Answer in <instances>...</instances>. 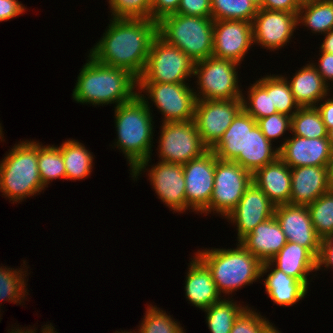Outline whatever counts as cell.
<instances>
[{
	"label": "cell",
	"mask_w": 333,
	"mask_h": 333,
	"mask_svg": "<svg viewBox=\"0 0 333 333\" xmlns=\"http://www.w3.org/2000/svg\"><path fill=\"white\" fill-rule=\"evenodd\" d=\"M109 23L88 54L101 64L126 69L139 78L158 35V23L132 18H110Z\"/></svg>",
	"instance_id": "obj_1"
},
{
	"label": "cell",
	"mask_w": 333,
	"mask_h": 333,
	"mask_svg": "<svg viewBox=\"0 0 333 333\" xmlns=\"http://www.w3.org/2000/svg\"><path fill=\"white\" fill-rule=\"evenodd\" d=\"M86 58L71 95L76 103L117 107L138 96V77L132 72L101 64L89 54Z\"/></svg>",
	"instance_id": "obj_2"
},
{
	"label": "cell",
	"mask_w": 333,
	"mask_h": 333,
	"mask_svg": "<svg viewBox=\"0 0 333 333\" xmlns=\"http://www.w3.org/2000/svg\"><path fill=\"white\" fill-rule=\"evenodd\" d=\"M153 110L137 96L134 100L114 107L117 148L127 160L130 173L144 160L152 157L154 136Z\"/></svg>",
	"instance_id": "obj_3"
},
{
	"label": "cell",
	"mask_w": 333,
	"mask_h": 333,
	"mask_svg": "<svg viewBox=\"0 0 333 333\" xmlns=\"http://www.w3.org/2000/svg\"><path fill=\"white\" fill-rule=\"evenodd\" d=\"M236 243L235 248L212 247L194 253L210 270L218 292L225 298L261 278L263 263L240 242Z\"/></svg>",
	"instance_id": "obj_4"
},
{
	"label": "cell",
	"mask_w": 333,
	"mask_h": 333,
	"mask_svg": "<svg viewBox=\"0 0 333 333\" xmlns=\"http://www.w3.org/2000/svg\"><path fill=\"white\" fill-rule=\"evenodd\" d=\"M8 152L0 161L2 195L15 204L45 190L38 171V141H19Z\"/></svg>",
	"instance_id": "obj_5"
},
{
	"label": "cell",
	"mask_w": 333,
	"mask_h": 333,
	"mask_svg": "<svg viewBox=\"0 0 333 333\" xmlns=\"http://www.w3.org/2000/svg\"><path fill=\"white\" fill-rule=\"evenodd\" d=\"M158 23V35L170 45L176 46L194 62L212 56L213 27L212 17L172 14L163 17Z\"/></svg>",
	"instance_id": "obj_6"
},
{
	"label": "cell",
	"mask_w": 333,
	"mask_h": 333,
	"mask_svg": "<svg viewBox=\"0 0 333 333\" xmlns=\"http://www.w3.org/2000/svg\"><path fill=\"white\" fill-rule=\"evenodd\" d=\"M239 66L232 60L213 56L195 62L193 78H197V88L193 89L197 100L242 99L243 89L236 71Z\"/></svg>",
	"instance_id": "obj_7"
},
{
	"label": "cell",
	"mask_w": 333,
	"mask_h": 333,
	"mask_svg": "<svg viewBox=\"0 0 333 333\" xmlns=\"http://www.w3.org/2000/svg\"><path fill=\"white\" fill-rule=\"evenodd\" d=\"M138 96L150 110L153 104L157 107L158 112L163 115L161 122H186L194 119L197 98L189 82H138Z\"/></svg>",
	"instance_id": "obj_8"
},
{
	"label": "cell",
	"mask_w": 333,
	"mask_h": 333,
	"mask_svg": "<svg viewBox=\"0 0 333 333\" xmlns=\"http://www.w3.org/2000/svg\"><path fill=\"white\" fill-rule=\"evenodd\" d=\"M194 66V60L181 49L157 35L138 82L187 83L194 75Z\"/></svg>",
	"instance_id": "obj_9"
},
{
	"label": "cell",
	"mask_w": 333,
	"mask_h": 333,
	"mask_svg": "<svg viewBox=\"0 0 333 333\" xmlns=\"http://www.w3.org/2000/svg\"><path fill=\"white\" fill-rule=\"evenodd\" d=\"M152 158L142 161L130 174L135 182L147 171L148 180L157 198L173 213L186 212V192L183 164L158 161L150 165ZM151 166V167H150ZM151 168V169H150ZM143 172V173H142ZM138 178V179H137Z\"/></svg>",
	"instance_id": "obj_10"
},
{
	"label": "cell",
	"mask_w": 333,
	"mask_h": 333,
	"mask_svg": "<svg viewBox=\"0 0 333 333\" xmlns=\"http://www.w3.org/2000/svg\"><path fill=\"white\" fill-rule=\"evenodd\" d=\"M252 173L234 161L216 157L213 193L207 208L201 213L225 218L238 204L252 184Z\"/></svg>",
	"instance_id": "obj_11"
},
{
	"label": "cell",
	"mask_w": 333,
	"mask_h": 333,
	"mask_svg": "<svg viewBox=\"0 0 333 333\" xmlns=\"http://www.w3.org/2000/svg\"><path fill=\"white\" fill-rule=\"evenodd\" d=\"M160 128L156 148L159 161L185 164L209 150L201 140L194 120L162 122Z\"/></svg>",
	"instance_id": "obj_12"
},
{
	"label": "cell",
	"mask_w": 333,
	"mask_h": 333,
	"mask_svg": "<svg viewBox=\"0 0 333 333\" xmlns=\"http://www.w3.org/2000/svg\"><path fill=\"white\" fill-rule=\"evenodd\" d=\"M243 109L242 99L197 100L194 123L203 143L211 149Z\"/></svg>",
	"instance_id": "obj_13"
},
{
	"label": "cell",
	"mask_w": 333,
	"mask_h": 333,
	"mask_svg": "<svg viewBox=\"0 0 333 333\" xmlns=\"http://www.w3.org/2000/svg\"><path fill=\"white\" fill-rule=\"evenodd\" d=\"M216 155L209 149L203 155L183 164L186 211L202 213L209 205L215 175Z\"/></svg>",
	"instance_id": "obj_14"
},
{
	"label": "cell",
	"mask_w": 333,
	"mask_h": 333,
	"mask_svg": "<svg viewBox=\"0 0 333 333\" xmlns=\"http://www.w3.org/2000/svg\"><path fill=\"white\" fill-rule=\"evenodd\" d=\"M297 15L285 11L258 9L252 22L253 44L273 52L284 48L298 29Z\"/></svg>",
	"instance_id": "obj_15"
},
{
	"label": "cell",
	"mask_w": 333,
	"mask_h": 333,
	"mask_svg": "<svg viewBox=\"0 0 333 333\" xmlns=\"http://www.w3.org/2000/svg\"><path fill=\"white\" fill-rule=\"evenodd\" d=\"M253 44L252 22L214 20L212 56L242 64Z\"/></svg>",
	"instance_id": "obj_16"
},
{
	"label": "cell",
	"mask_w": 333,
	"mask_h": 333,
	"mask_svg": "<svg viewBox=\"0 0 333 333\" xmlns=\"http://www.w3.org/2000/svg\"><path fill=\"white\" fill-rule=\"evenodd\" d=\"M274 209L275 205L252 182L235 208L224 219L237 227V242H240L258 224L274 216Z\"/></svg>",
	"instance_id": "obj_17"
},
{
	"label": "cell",
	"mask_w": 333,
	"mask_h": 333,
	"mask_svg": "<svg viewBox=\"0 0 333 333\" xmlns=\"http://www.w3.org/2000/svg\"><path fill=\"white\" fill-rule=\"evenodd\" d=\"M274 216L287 241L307 248L318 258L321 238L313 227L307 206L283 204L275 206Z\"/></svg>",
	"instance_id": "obj_18"
},
{
	"label": "cell",
	"mask_w": 333,
	"mask_h": 333,
	"mask_svg": "<svg viewBox=\"0 0 333 333\" xmlns=\"http://www.w3.org/2000/svg\"><path fill=\"white\" fill-rule=\"evenodd\" d=\"M289 136L278 146L279 158L290 168L330 165L333 147L327 138Z\"/></svg>",
	"instance_id": "obj_19"
},
{
	"label": "cell",
	"mask_w": 333,
	"mask_h": 333,
	"mask_svg": "<svg viewBox=\"0 0 333 333\" xmlns=\"http://www.w3.org/2000/svg\"><path fill=\"white\" fill-rule=\"evenodd\" d=\"M333 188L329 166L291 168V205L308 206Z\"/></svg>",
	"instance_id": "obj_20"
},
{
	"label": "cell",
	"mask_w": 333,
	"mask_h": 333,
	"mask_svg": "<svg viewBox=\"0 0 333 333\" xmlns=\"http://www.w3.org/2000/svg\"><path fill=\"white\" fill-rule=\"evenodd\" d=\"M186 272L185 297L192 306L205 310L223 296L218 292L207 266L193 254Z\"/></svg>",
	"instance_id": "obj_21"
},
{
	"label": "cell",
	"mask_w": 333,
	"mask_h": 333,
	"mask_svg": "<svg viewBox=\"0 0 333 333\" xmlns=\"http://www.w3.org/2000/svg\"><path fill=\"white\" fill-rule=\"evenodd\" d=\"M261 278L267 296L277 306H293L308 293V288L301 281L276 269L269 261L262 264Z\"/></svg>",
	"instance_id": "obj_22"
},
{
	"label": "cell",
	"mask_w": 333,
	"mask_h": 333,
	"mask_svg": "<svg viewBox=\"0 0 333 333\" xmlns=\"http://www.w3.org/2000/svg\"><path fill=\"white\" fill-rule=\"evenodd\" d=\"M252 181L275 206L289 204L291 168L279 157L275 161L257 169L252 174Z\"/></svg>",
	"instance_id": "obj_23"
},
{
	"label": "cell",
	"mask_w": 333,
	"mask_h": 333,
	"mask_svg": "<svg viewBox=\"0 0 333 333\" xmlns=\"http://www.w3.org/2000/svg\"><path fill=\"white\" fill-rule=\"evenodd\" d=\"M275 216L258 224L240 243L262 263L271 260L287 243Z\"/></svg>",
	"instance_id": "obj_24"
},
{
	"label": "cell",
	"mask_w": 333,
	"mask_h": 333,
	"mask_svg": "<svg viewBox=\"0 0 333 333\" xmlns=\"http://www.w3.org/2000/svg\"><path fill=\"white\" fill-rule=\"evenodd\" d=\"M282 75L289 83L295 102L299 107H315L324 97L331 94V88L323 81L312 62L302 66L292 78Z\"/></svg>",
	"instance_id": "obj_25"
},
{
	"label": "cell",
	"mask_w": 333,
	"mask_h": 333,
	"mask_svg": "<svg viewBox=\"0 0 333 333\" xmlns=\"http://www.w3.org/2000/svg\"><path fill=\"white\" fill-rule=\"evenodd\" d=\"M269 262L276 269L301 281L308 289L309 275L317 273V258L307 248L290 241Z\"/></svg>",
	"instance_id": "obj_26"
},
{
	"label": "cell",
	"mask_w": 333,
	"mask_h": 333,
	"mask_svg": "<svg viewBox=\"0 0 333 333\" xmlns=\"http://www.w3.org/2000/svg\"><path fill=\"white\" fill-rule=\"evenodd\" d=\"M256 125L257 121L242 109L211 150L218 159L227 161L245 155L246 133Z\"/></svg>",
	"instance_id": "obj_27"
},
{
	"label": "cell",
	"mask_w": 333,
	"mask_h": 333,
	"mask_svg": "<svg viewBox=\"0 0 333 333\" xmlns=\"http://www.w3.org/2000/svg\"><path fill=\"white\" fill-rule=\"evenodd\" d=\"M272 145L256 125L246 133L245 155H239L234 162L253 174L279 157V147Z\"/></svg>",
	"instance_id": "obj_28"
},
{
	"label": "cell",
	"mask_w": 333,
	"mask_h": 333,
	"mask_svg": "<svg viewBox=\"0 0 333 333\" xmlns=\"http://www.w3.org/2000/svg\"><path fill=\"white\" fill-rule=\"evenodd\" d=\"M66 170V180L88 179L93 171L94 157L86 146L75 139H67L60 146Z\"/></svg>",
	"instance_id": "obj_29"
},
{
	"label": "cell",
	"mask_w": 333,
	"mask_h": 333,
	"mask_svg": "<svg viewBox=\"0 0 333 333\" xmlns=\"http://www.w3.org/2000/svg\"><path fill=\"white\" fill-rule=\"evenodd\" d=\"M297 25L313 34H322L333 29V1L309 0L301 3Z\"/></svg>",
	"instance_id": "obj_30"
},
{
	"label": "cell",
	"mask_w": 333,
	"mask_h": 333,
	"mask_svg": "<svg viewBox=\"0 0 333 333\" xmlns=\"http://www.w3.org/2000/svg\"><path fill=\"white\" fill-rule=\"evenodd\" d=\"M26 260H23L22 268H10L6 266H0V302L7 301L14 304H22L28 294L27 283L26 281L28 273V266L25 263ZM24 268V269H23ZM25 273V274H24ZM27 274V275H26ZM26 277V278H25ZM0 305V312H1ZM1 315V314H0ZM0 319L1 316H0ZM1 321V320H0Z\"/></svg>",
	"instance_id": "obj_31"
},
{
	"label": "cell",
	"mask_w": 333,
	"mask_h": 333,
	"mask_svg": "<svg viewBox=\"0 0 333 333\" xmlns=\"http://www.w3.org/2000/svg\"><path fill=\"white\" fill-rule=\"evenodd\" d=\"M257 81L268 93H271L272 114L281 113L292 117L300 108L295 102L289 83L282 74L264 75Z\"/></svg>",
	"instance_id": "obj_32"
},
{
	"label": "cell",
	"mask_w": 333,
	"mask_h": 333,
	"mask_svg": "<svg viewBox=\"0 0 333 333\" xmlns=\"http://www.w3.org/2000/svg\"><path fill=\"white\" fill-rule=\"evenodd\" d=\"M228 299V300H227ZM230 297L222 298L207 309L203 310L206 316L207 327L211 333H230L235 319L248 306L238 304Z\"/></svg>",
	"instance_id": "obj_33"
},
{
	"label": "cell",
	"mask_w": 333,
	"mask_h": 333,
	"mask_svg": "<svg viewBox=\"0 0 333 333\" xmlns=\"http://www.w3.org/2000/svg\"><path fill=\"white\" fill-rule=\"evenodd\" d=\"M38 171L42 184L47 188L55 179L66 180L63 156L58 145H43L38 141Z\"/></svg>",
	"instance_id": "obj_34"
},
{
	"label": "cell",
	"mask_w": 333,
	"mask_h": 333,
	"mask_svg": "<svg viewBox=\"0 0 333 333\" xmlns=\"http://www.w3.org/2000/svg\"><path fill=\"white\" fill-rule=\"evenodd\" d=\"M291 135L327 138V129L316 107H300L291 118Z\"/></svg>",
	"instance_id": "obj_35"
},
{
	"label": "cell",
	"mask_w": 333,
	"mask_h": 333,
	"mask_svg": "<svg viewBox=\"0 0 333 333\" xmlns=\"http://www.w3.org/2000/svg\"><path fill=\"white\" fill-rule=\"evenodd\" d=\"M257 7L250 0H211L213 20H243L253 22Z\"/></svg>",
	"instance_id": "obj_36"
},
{
	"label": "cell",
	"mask_w": 333,
	"mask_h": 333,
	"mask_svg": "<svg viewBox=\"0 0 333 333\" xmlns=\"http://www.w3.org/2000/svg\"><path fill=\"white\" fill-rule=\"evenodd\" d=\"M307 207L317 235L321 239L333 236V188Z\"/></svg>",
	"instance_id": "obj_37"
},
{
	"label": "cell",
	"mask_w": 333,
	"mask_h": 333,
	"mask_svg": "<svg viewBox=\"0 0 333 333\" xmlns=\"http://www.w3.org/2000/svg\"><path fill=\"white\" fill-rule=\"evenodd\" d=\"M144 314L138 327L140 333H186L179 321L156 305L150 303Z\"/></svg>",
	"instance_id": "obj_38"
},
{
	"label": "cell",
	"mask_w": 333,
	"mask_h": 333,
	"mask_svg": "<svg viewBox=\"0 0 333 333\" xmlns=\"http://www.w3.org/2000/svg\"><path fill=\"white\" fill-rule=\"evenodd\" d=\"M247 94L243 92V109L256 121L272 115L271 93L255 80L250 83ZM247 95V98L245 97Z\"/></svg>",
	"instance_id": "obj_39"
},
{
	"label": "cell",
	"mask_w": 333,
	"mask_h": 333,
	"mask_svg": "<svg viewBox=\"0 0 333 333\" xmlns=\"http://www.w3.org/2000/svg\"><path fill=\"white\" fill-rule=\"evenodd\" d=\"M111 18L151 19V0H107Z\"/></svg>",
	"instance_id": "obj_40"
},
{
	"label": "cell",
	"mask_w": 333,
	"mask_h": 333,
	"mask_svg": "<svg viewBox=\"0 0 333 333\" xmlns=\"http://www.w3.org/2000/svg\"><path fill=\"white\" fill-rule=\"evenodd\" d=\"M291 116L281 113H274L257 120L263 135L270 141L276 142L278 138L285 136V133L291 132Z\"/></svg>",
	"instance_id": "obj_41"
},
{
	"label": "cell",
	"mask_w": 333,
	"mask_h": 333,
	"mask_svg": "<svg viewBox=\"0 0 333 333\" xmlns=\"http://www.w3.org/2000/svg\"><path fill=\"white\" fill-rule=\"evenodd\" d=\"M256 310L247 306L235 319L230 333H261L270 320Z\"/></svg>",
	"instance_id": "obj_42"
},
{
	"label": "cell",
	"mask_w": 333,
	"mask_h": 333,
	"mask_svg": "<svg viewBox=\"0 0 333 333\" xmlns=\"http://www.w3.org/2000/svg\"><path fill=\"white\" fill-rule=\"evenodd\" d=\"M177 14L211 17V0H181Z\"/></svg>",
	"instance_id": "obj_43"
},
{
	"label": "cell",
	"mask_w": 333,
	"mask_h": 333,
	"mask_svg": "<svg viewBox=\"0 0 333 333\" xmlns=\"http://www.w3.org/2000/svg\"><path fill=\"white\" fill-rule=\"evenodd\" d=\"M181 0H151V19L160 21L163 17L175 14Z\"/></svg>",
	"instance_id": "obj_44"
},
{
	"label": "cell",
	"mask_w": 333,
	"mask_h": 333,
	"mask_svg": "<svg viewBox=\"0 0 333 333\" xmlns=\"http://www.w3.org/2000/svg\"><path fill=\"white\" fill-rule=\"evenodd\" d=\"M321 53V54H320ZM320 57L318 63L313 62V66L321 75L323 81L332 89L333 88V54L327 52H319ZM318 64V65H317ZM330 82L332 83L330 85Z\"/></svg>",
	"instance_id": "obj_45"
},
{
	"label": "cell",
	"mask_w": 333,
	"mask_h": 333,
	"mask_svg": "<svg viewBox=\"0 0 333 333\" xmlns=\"http://www.w3.org/2000/svg\"><path fill=\"white\" fill-rule=\"evenodd\" d=\"M323 268L324 270L333 269V236L321 239L320 252L317 258V271Z\"/></svg>",
	"instance_id": "obj_46"
},
{
	"label": "cell",
	"mask_w": 333,
	"mask_h": 333,
	"mask_svg": "<svg viewBox=\"0 0 333 333\" xmlns=\"http://www.w3.org/2000/svg\"><path fill=\"white\" fill-rule=\"evenodd\" d=\"M26 7L18 0H0V22L24 15Z\"/></svg>",
	"instance_id": "obj_47"
},
{
	"label": "cell",
	"mask_w": 333,
	"mask_h": 333,
	"mask_svg": "<svg viewBox=\"0 0 333 333\" xmlns=\"http://www.w3.org/2000/svg\"><path fill=\"white\" fill-rule=\"evenodd\" d=\"M301 3L298 0H263V9L298 14Z\"/></svg>",
	"instance_id": "obj_48"
},
{
	"label": "cell",
	"mask_w": 333,
	"mask_h": 333,
	"mask_svg": "<svg viewBox=\"0 0 333 333\" xmlns=\"http://www.w3.org/2000/svg\"><path fill=\"white\" fill-rule=\"evenodd\" d=\"M330 96V97H329ZM329 97V98H328ZM326 129L333 127V95H327L316 106Z\"/></svg>",
	"instance_id": "obj_49"
},
{
	"label": "cell",
	"mask_w": 333,
	"mask_h": 333,
	"mask_svg": "<svg viewBox=\"0 0 333 333\" xmlns=\"http://www.w3.org/2000/svg\"><path fill=\"white\" fill-rule=\"evenodd\" d=\"M320 45L319 52L333 54V29L324 34L323 42Z\"/></svg>",
	"instance_id": "obj_50"
},
{
	"label": "cell",
	"mask_w": 333,
	"mask_h": 333,
	"mask_svg": "<svg viewBox=\"0 0 333 333\" xmlns=\"http://www.w3.org/2000/svg\"><path fill=\"white\" fill-rule=\"evenodd\" d=\"M261 333H281L280 330L277 329V327H275L274 323H270L268 322L262 329Z\"/></svg>",
	"instance_id": "obj_51"
},
{
	"label": "cell",
	"mask_w": 333,
	"mask_h": 333,
	"mask_svg": "<svg viewBox=\"0 0 333 333\" xmlns=\"http://www.w3.org/2000/svg\"><path fill=\"white\" fill-rule=\"evenodd\" d=\"M13 328L11 329V331L8 330V333H36L37 332L35 330L36 327L34 329H32L31 327H29V328L27 327V329H26V327L24 329L22 327L21 328L20 327H17V328L13 327Z\"/></svg>",
	"instance_id": "obj_52"
},
{
	"label": "cell",
	"mask_w": 333,
	"mask_h": 333,
	"mask_svg": "<svg viewBox=\"0 0 333 333\" xmlns=\"http://www.w3.org/2000/svg\"><path fill=\"white\" fill-rule=\"evenodd\" d=\"M43 328H41L40 333H58L56 332L55 328L53 327V324H45L42 326Z\"/></svg>",
	"instance_id": "obj_53"
},
{
	"label": "cell",
	"mask_w": 333,
	"mask_h": 333,
	"mask_svg": "<svg viewBox=\"0 0 333 333\" xmlns=\"http://www.w3.org/2000/svg\"><path fill=\"white\" fill-rule=\"evenodd\" d=\"M327 139L329 140L331 146L333 147V127L327 130Z\"/></svg>",
	"instance_id": "obj_54"
},
{
	"label": "cell",
	"mask_w": 333,
	"mask_h": 333,
	"mask_svg": "<svg viewBox=\"0 0 333 333\" xmlns=\"http://www.w3.org/2000/svg\"><path fill=\"white\" fill-rule=\"evenodd\" d=\"M329 171H330V178H331V183L333 186V151H332V157L329 165Z\"/></svg>",
	"instance_id": "obj_55"
},
{
	"label": "cell",
	"mask_w": 333,
	"mask_h": 333,
	"mask_svg": "<svg viewBox=\"0 0 333 333\" xmlns=\"http://www.w3.org/2000/svg\"><path fill=\"white\" fill-rule=\"evenodd\" d=\"M250 1L257 7V9L263 8V0H250Z\"/></svg>",
	"instance_id": "obj_56"
},
{
	"label": "cell",
	"mask_w": 333,
	"mask_h": 333,
	"mask_svg": "<svg viewBox=\"0 0 333 333\" xmlns=\"http://www.w3.org/2000/svg\"><path fill=\"white\" fill-rule=\"evenodd\" d=\"M114 333H140V331L138 329H137V331L133 330V332L131 330L129 332H128V330L127 331L121 330V332L116 330Z\"/></svg>",
	"instance_id": "obj_57"
},
{
	"label": "cell",
	"mask_w": 333,
	"mask_h": 333,
	"mask_svg": "<svg viewBox=\"0 0 333 333\" xmlns=\"http://www.w3.org/2000/svg\"><path fill=\"white\" fill-rule=\"evenodd\" d=\"M4 131H3V128H2V124L0 123V141H2L3 142V140L5 141V139H4V133H3Z\"/></svg>",
	"instance_id": "obj_58"
},
{
	"label": "cell",
	"mask_w": 333,
	"mask_h": 333,
	"mask_svg": "<svg viewBox=\"0 0 333 333\" xmlns=\"http://www.w3.org/2000/svg\"><path fill=\"white\" fill-rule=\"evenodd\" d=\"M300 3H304V2H307L309 0H298Z\"/></svg>",
	"instance_id": "obj_59"
}]
</instances>
